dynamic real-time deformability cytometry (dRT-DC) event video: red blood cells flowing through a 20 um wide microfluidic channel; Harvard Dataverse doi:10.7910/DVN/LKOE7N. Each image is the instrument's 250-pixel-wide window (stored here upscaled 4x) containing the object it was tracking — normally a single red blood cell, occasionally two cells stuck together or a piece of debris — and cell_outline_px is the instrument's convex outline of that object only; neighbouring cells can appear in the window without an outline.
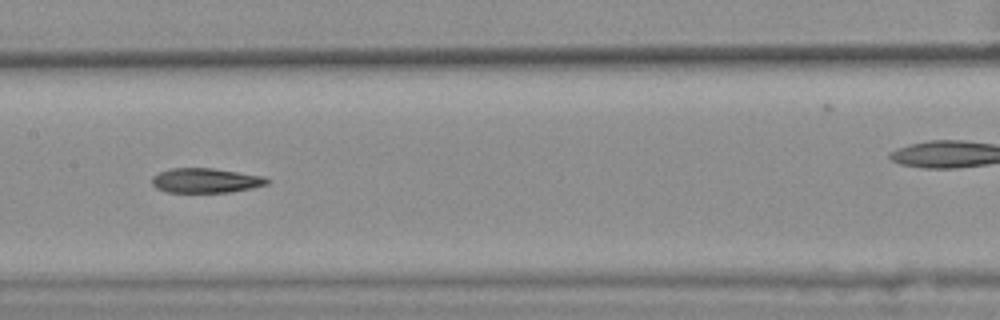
{"species": "common noctule bat (a hibernating species)", "species_latin": "Nyctalus noctula", "temperature_condition": "warm", "stored_images_in_passage": 50, "camera_frame_rate_fps": 3000, "um_per_image_px": 0.085, "animal": {"sex": "female", "body_mass_g": 25.1}, "frame": {"image": 1, "passage_image": 29, "time_ms": 9.333, "image_size_px": [1000, 320], "cell_outline_px": [[268, 184], [252, 188], [228, 192], [164, 192], [156, 188], [152, 184], [152, 176], [160, 172], [172, 168], [212, 168], [264, 176], [268, 180]], "centroid_in_image_um": [17.46, 15.34], "position_along_channel_um": 189.9, "area_um2": 16.47}, "authors_computed_cell_mechanics": {"area_um2": 17.7446, "velocity_mm_per_s": 3.6435, "shape_relaxation_time_tau1_ms": null, "shape_relaxation_time_tau2_ms": 6.4159, "deformation_change_tau1": null, "deformation_change_tau2": 0.1469}}